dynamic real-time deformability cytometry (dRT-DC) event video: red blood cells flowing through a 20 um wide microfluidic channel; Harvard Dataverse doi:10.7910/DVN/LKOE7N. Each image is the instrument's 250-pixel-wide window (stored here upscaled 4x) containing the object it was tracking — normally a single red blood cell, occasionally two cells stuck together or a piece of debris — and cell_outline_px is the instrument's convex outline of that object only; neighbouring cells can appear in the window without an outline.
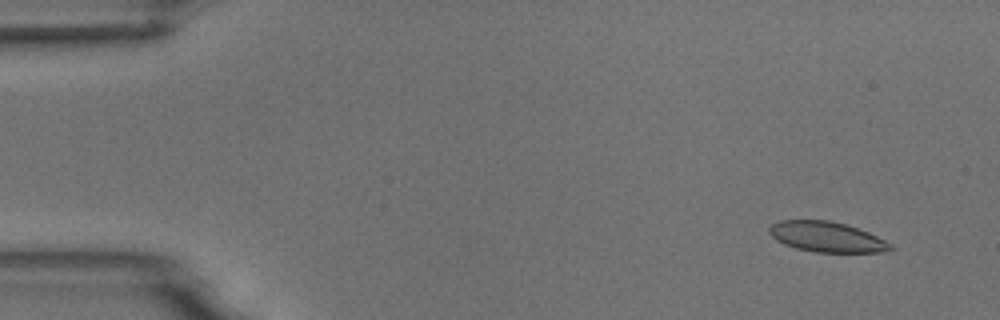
{"species": "common noctule bat (a hibernating species)", "species_latin": "Nyctalus noctula", "temperature_condition": "room temperature", "stored_images_in_passage": 7, "camera_frame_rate_fps": 3000, "um_per_image_px": 0.085, "animal": {"sex": "male", "body_mass_g": 18.8}, "frame": {"image": 1, "passage_image": 2, "time_ms": 1.0, "image_size_px": [1000, 320], "cell_outline_px": [[896, 248], [880, 252], [816, 252], [796, 248], [784, 244], [776, 240], [768, 232], [768, 228], [772, 224], [780, 220], [828, 220], [844, 224], [868, 232], [892, 244]], "centroid_in_image_um": [70.25, 20.13], "position_along_channel_um": 14.8, "area_um2": 21.27}}
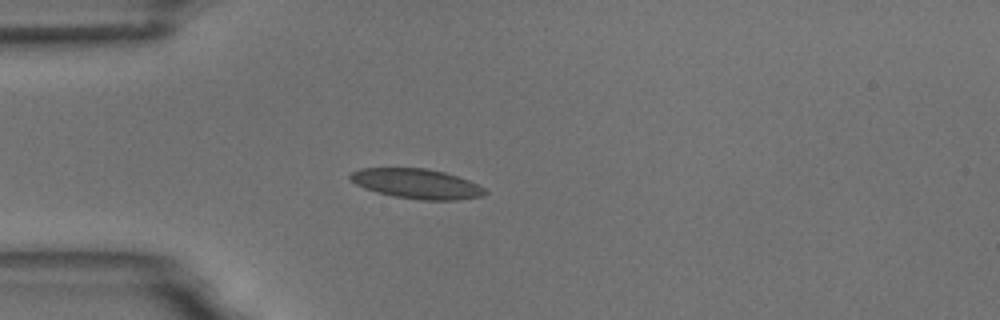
{"frame": {"image": 2, "passage_image": 5, "time_ms": 4.667, "image_size_px": [1000, 320], "cell_outline_px": [[488, 192], [484, 196], [456, 200], [420, 200], [392, 196], [364, 188], [356, 184], [348, 176], [352, 172], [360, 168], [428, 168], [444, 172], [468, 180], [484, 188]], "centroid_in_image_um": [35.43, 15.62], "position_along_channel_um": 49.6, "area_um2": 23.41}}